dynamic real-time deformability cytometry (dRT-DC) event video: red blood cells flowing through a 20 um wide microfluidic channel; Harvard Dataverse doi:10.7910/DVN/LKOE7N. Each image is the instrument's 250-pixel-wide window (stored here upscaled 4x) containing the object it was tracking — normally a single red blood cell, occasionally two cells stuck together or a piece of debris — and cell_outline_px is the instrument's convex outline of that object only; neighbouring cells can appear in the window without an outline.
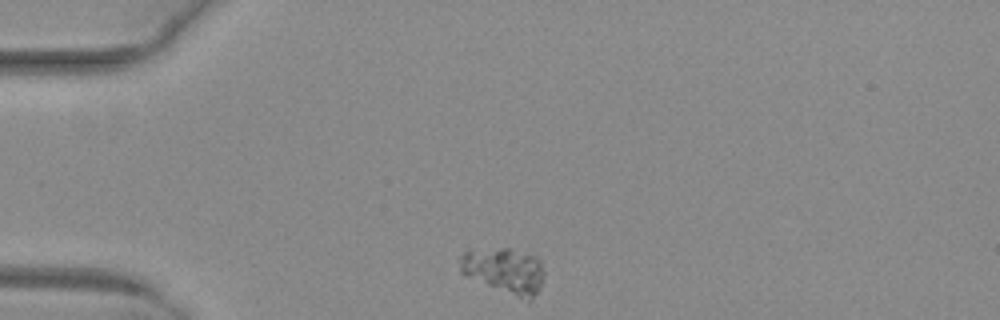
{"species": "common noctule bat (a hibernating species)", "species_latin": "Nyctalus noctula", "temperature_condition": "warm", "stored_images_in_passage": 41, "camera_frame_rate_fps": 3000, "um_per_image_px": 0.085, "animal": {"sex": "female", "body_mass_g": 29.2, "forearm_length_mm": 56.3}, "frame": {"image": 1, "passage_image": 1, "time_ms": 0.0, "image_size_px": [1000, 320], "cell_outline_px": [[544, 276], [540, 288], [528, 300], [516, 296], [464, 276], [460, 272], [460, 256], [464, 252], [500, 248], [508, 248], [532, 256], [540, 260], [544, 272]], "centroid_in_image_um": [42.86, 23.0], "position_along_channel_um": 42.1, "area_um2": 21.85}}
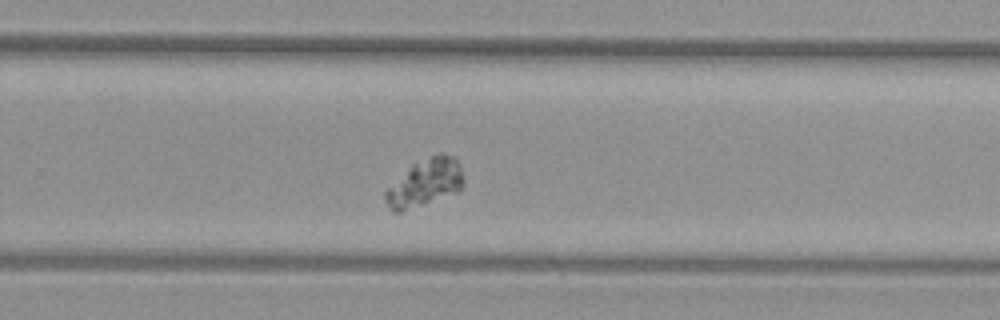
{"frame": {"image": 2, "passage_image": 23, "time_ms": 7.333, "image_size_px": [1000, 320], "cell_outline_px": [[464, 184], [456, 192], [400, 212], [392, 212], [384, 200], [384, 192], [412, 164], [440, 152], [444, 152], [452, 156], [456, 160], [460, 168], [464, 180]], "centroid_in_image_um": [36.11, 15.53], "position_along_channel_um": 293.7, "area_um2": 21.15}}
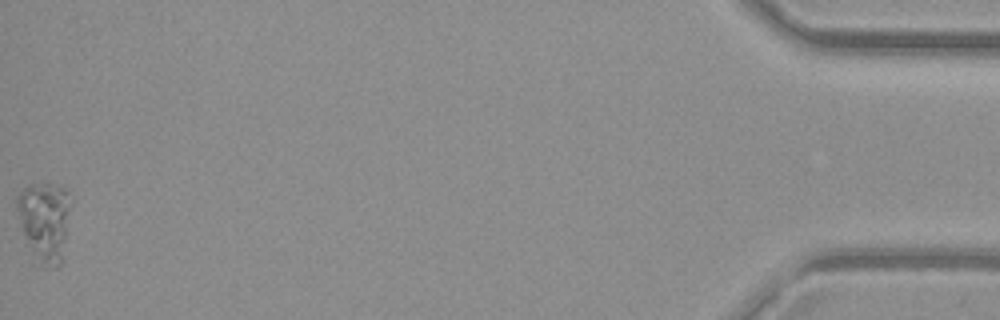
{"frame": {"image": 3, "passage_image": 41, "time_ms": 13.333, "image_size_px": [1000, 320], "cell_outline_px": [[72, 204], [60, 264], [56, 268], [44, 268], [32, 264], [28, 260], [16, 212], [16, 196], [28, 184], [60, 184], [68, 188]], "centroid_in_image_um": [3.74, 18.88], "position_along_channel_um": 431.5, "area_um2": 26.88}}